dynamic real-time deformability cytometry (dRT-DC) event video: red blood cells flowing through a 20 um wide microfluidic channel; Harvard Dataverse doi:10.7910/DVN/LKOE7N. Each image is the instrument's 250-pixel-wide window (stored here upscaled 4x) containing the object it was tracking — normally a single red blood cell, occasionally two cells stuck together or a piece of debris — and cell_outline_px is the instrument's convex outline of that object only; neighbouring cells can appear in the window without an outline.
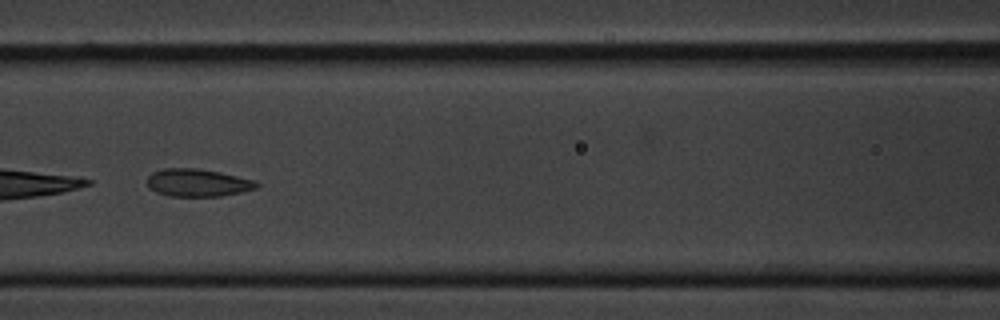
{"species": "common noctule bat (a hibernating species)", "species_latin": "Nyctalus noctula", "temperature_condition": "cold", "stored_images_in_passage": 58, "camera_frame_rate_fps": 3000, "um_per_image_px": 0.085, "animal": {"sex": "male", "body_mass_g": 20.1, "forearm_length_mm": 53.5}, "frame": {"image": 1, "passage_image": 26, "time_ms": 8.333, "image_size_px": [1000, 320], "cell_outline_px": [[260, 184], [256, 188], [240, 192], [220, 196], [168, 196], [156, 192], [148, 188], [148, 176], [152, 172], [164, 168], [196, 168], [220, 172], [252, 180]], "centroid_in_image_um": [16.75, 15.53], "position_along_channel_um": 149.8, "area_um2": 17.51}}
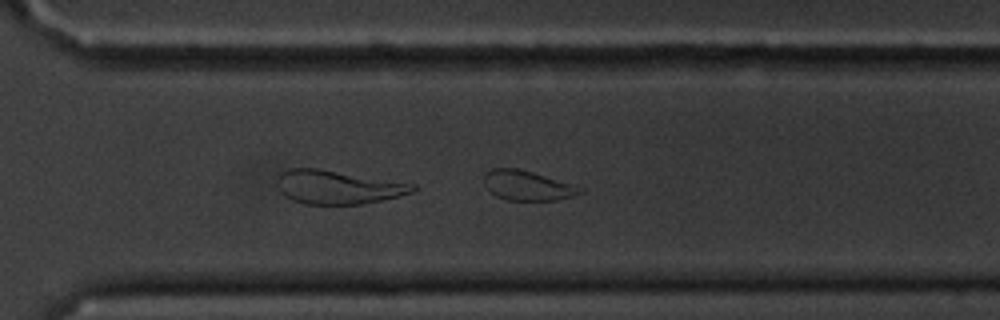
{"frame": {"image": 2, "passage_image": 42, "time_ms": 13.667, "image_size_px": [1000, 320], "cell_outline_px": [[584, 192], [572, 196], [556, 200], [508, 200], [496, 196], [488, 192], [484, 184], [484, 176], [492, 168], [516, 168], [532, 172], [572, 184], [584, 188]], "centroid_in_image_um": [44.81, 15.78], "position_along_channel_um": 325.8, "area_um2": 16.59}}
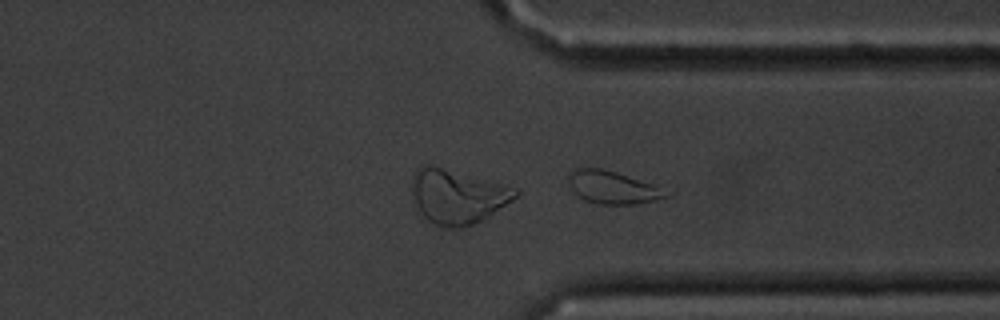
{"frame": {"image": 3, "passage_image": 45, "time_ms": 14.667, "image_size_px": [1000, 320], "cell_outline_px": [[668, 196], [656, 200], [636, 204], [600, 204], [584, 200], [572, 192], [568, 176], [568, 172], [572, 168], [600, 168], [616, 172], [652, 184]], "centroid_in_image_um": [51.95, 15.92], "position_along_channel_um": 359.4, "area_um2": 18.26}}